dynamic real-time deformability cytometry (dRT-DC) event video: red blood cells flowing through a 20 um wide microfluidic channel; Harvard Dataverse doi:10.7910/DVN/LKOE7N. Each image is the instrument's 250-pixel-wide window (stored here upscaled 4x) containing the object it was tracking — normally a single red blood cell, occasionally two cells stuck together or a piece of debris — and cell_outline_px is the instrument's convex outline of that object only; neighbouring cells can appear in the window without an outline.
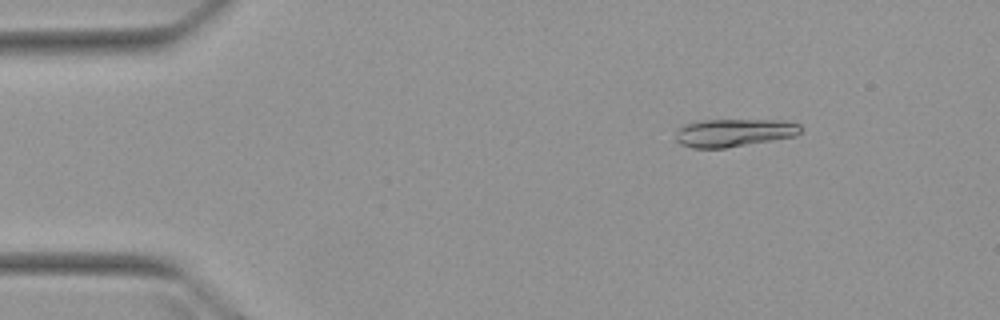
{"species": "Egyptian fruit bat (a non-hibernating species)", "species_latin": "Rousettus aegyptiacus", "temperature_condition": "warm", "stored_images_in_passage": 4, "camera_frame_rate_fps": 3000, "um_per_image_px": 0.085, "animal": {"sex": "female"}, "frame": {"image": 1, "passage_image": 2, "time_ms": 1.0, "image_size_px": [1000, 320], "cell_outline_px": [[800, 132], [796, 136], [724, 148], [692, 148], [680, 144], [676, 140], [676, 136], [680, 128], [684, 124], [700, 120], [784, 120], [800, 124]], "centroid_in_image_um": [62.39, 11.27], "position_along_channel_um": 22.6, "area_um2": 20.23}}
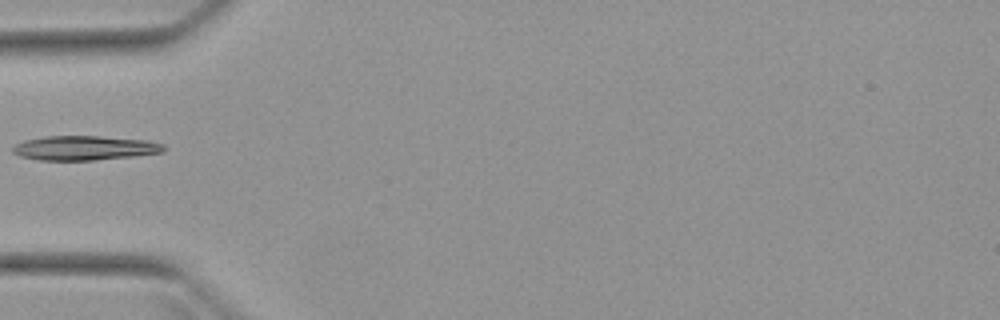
{"frame": {"image": 2, "passage_image": 4, "time_ms": 4.333, "image_size_px": [1000, 320], "cell_outline_px": [[164, 152], [132, 156], [92, 160], [40, 160], [20, 156], [12, 152], [12, 148], [16, 144], [24, 140], [44, 136], [100, 136], [148, 140], [164, 144]], "centroid_in_image_um": [7.17, 12.57], "position_along_channel_um": 77.8, "area_um2": 21.44}}